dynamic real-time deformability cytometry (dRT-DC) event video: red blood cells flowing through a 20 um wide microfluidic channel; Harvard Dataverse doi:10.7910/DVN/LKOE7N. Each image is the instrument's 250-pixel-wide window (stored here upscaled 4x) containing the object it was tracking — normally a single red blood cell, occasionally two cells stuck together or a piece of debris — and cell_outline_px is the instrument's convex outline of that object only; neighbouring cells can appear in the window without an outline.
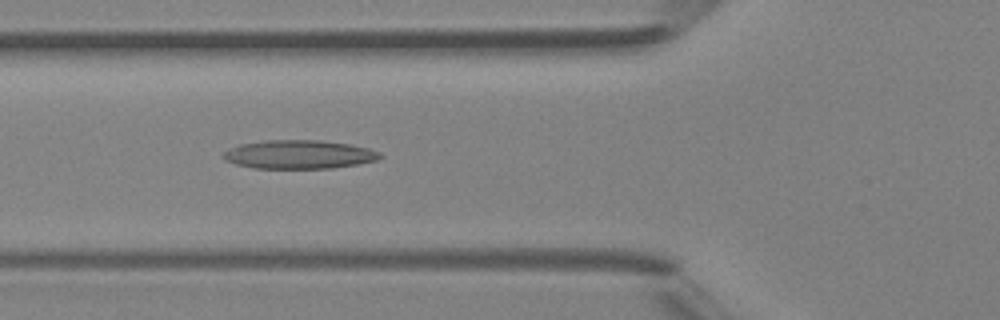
{"species": "Egyptian fruit bat (a non-hibernating species)", "species_latin": "Rousettus aegyptiacus", "temperature_condition": "room temperature", "stored_images_in_passage": 8, "camera_frame_rate_fps": 3000, "um_per_image_px": 0.085, "animal": {"sex": "female"}, "frame": {"image": 1, "passage_image": 6, "time_ms": 5.667, "image_size_px": [1000, 320], "cell_outline_px": [[384, 156], [376, 160], [356, 164], [332, 168], [256, 168], [236, 164], [224, 160], [224, 152], [228, 148], [240, 144], [268, 140], [320, 140], [348, 144], [368, 148], [380, 152]], "centroid_in_image_um": [25.41, 13.12], "position_along_channel_um": 100.4, "area_um2": 26.01}}
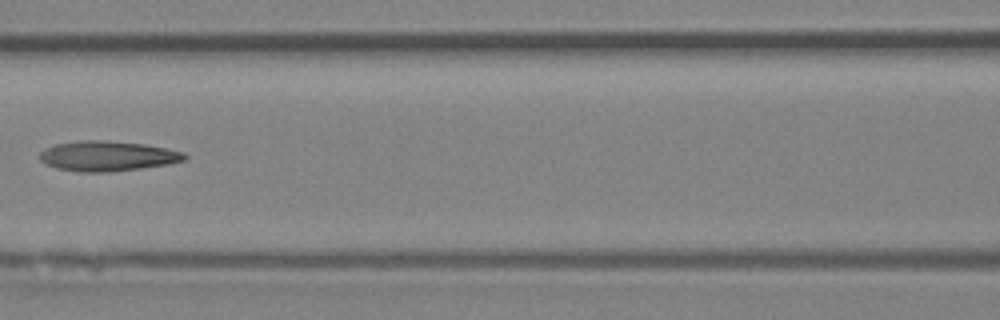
{"frame": {"image": 2, "passage_image": 7, "time_ms": 7.0, "image_size_px": [1000, 320], "cell_outline_px": [[188, 156], [184, 160], [168, 164], [140, 168], [108, 172], [80, 172], [56, 168], [44, 164], [40, 160], [40, 152], [44, 148], [56, 144], [84, 140], [100, 140], [144, 144], [184, 152]], "centroid_in_image_um": [9.1, 13.27], "position_along_channel_um": 157.5, "area_um2": 25.26}}
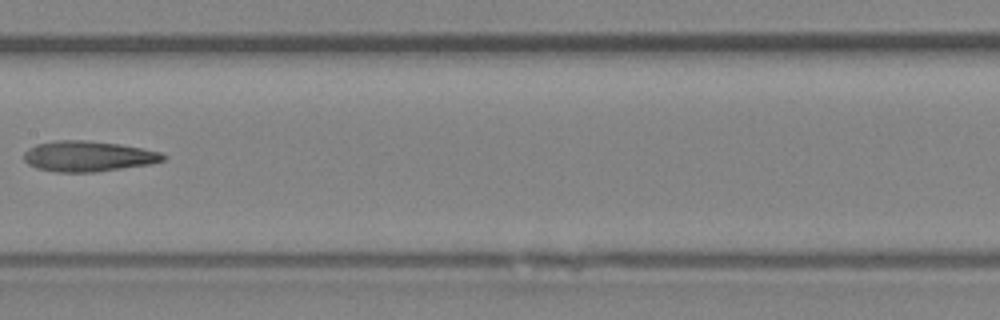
{"frame": {"image": 3, "passage_image": 8, "time_ms": 8.0, "image_size_px": [1000, 320], "cell_outline_px": [[168, 156], [164, 160], [152, 164], [92, 172], [56, 172], [36, 168], [28, 164], [24, 160], [24, 152], [28, 148], [36, 144], [56, 140], [84, 140], [120, 144], [160, 152]], "centroid_in_image_um": [7.48, 13.28], "position_along_channel_um": 199.9, "area_um2": 24.8}}